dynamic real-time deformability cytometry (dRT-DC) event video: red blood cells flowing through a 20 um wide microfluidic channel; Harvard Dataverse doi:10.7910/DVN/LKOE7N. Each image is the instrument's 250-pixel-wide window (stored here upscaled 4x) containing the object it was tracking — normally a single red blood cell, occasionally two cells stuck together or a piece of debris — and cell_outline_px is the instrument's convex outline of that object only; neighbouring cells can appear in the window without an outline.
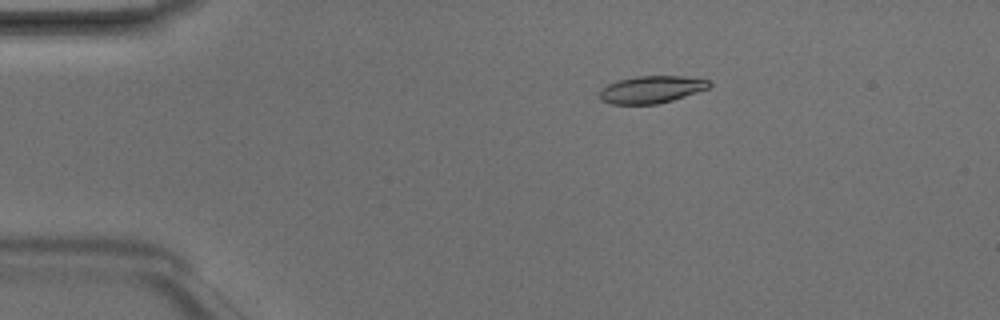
{"species": "Egyptian fruit bat (a non-hibernating species)", "species_latin": "Rousettus aegyptiacus", "temperature_condition": "room temperature", "stored_images_in_passage": 4, "camera_frame_rate_fps": 3000, "um_per_image_px": 0.085, "animal": {"sex": "male"}, "frame": {"image": 1, "passage_image": 3, "time_ms": 0.667, "image_size_px": [1000, 320], "cell_outline_px": [[712, 84], [708, 88], [672, 100], [656, 104], [612, 104], [600, 100], [596, 92], [600, 88], [608, 84], [620, 80], [636, 76], [684, 76], [708, 80]], "centroid_in_image_um": [55.3, 7.61], "position_along_channel_um": 29.7, "area_um2": 17.46}}